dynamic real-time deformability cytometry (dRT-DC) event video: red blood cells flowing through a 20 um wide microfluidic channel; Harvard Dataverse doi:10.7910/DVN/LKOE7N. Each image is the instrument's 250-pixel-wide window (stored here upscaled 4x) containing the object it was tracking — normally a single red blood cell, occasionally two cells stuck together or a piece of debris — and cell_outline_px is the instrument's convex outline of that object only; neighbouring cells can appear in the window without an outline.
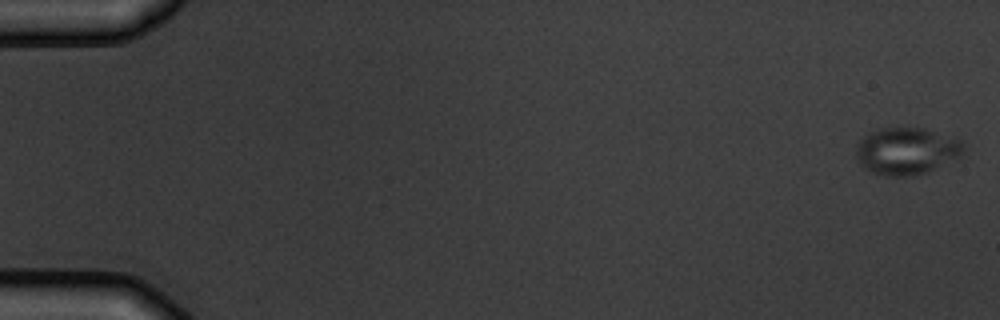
{"species": "common noctule bat (a hibernating species)", "species_latin": "Nyctalus noctula", "temperature_condition": "warm", "stored_images_in_passage": 5, "camera_frame_rate_fps": 3000, "um_per_image_px": 0.085, "animal": {"sex": "male", "body_mass_g": 19.5, "forearm_length_mm": 54.6}, "frame": {"image": 1, "passage_image": 1, "time_ms": 0.0, "image_size_px": [1000, 320], "cell_outline_px": [[964, 156], [928, 172], [912, 176], [888, 176], [872, 172], [864, 168], [860, 164], [856, 156], [856, 148], [860, 140], [864, 136], [880, 128], [924, 128], [964, 140]], "centroid_in_image_um": [77.12, 12.84], "position_along_channel_um": 7.9, "area_um2": 29.82}}